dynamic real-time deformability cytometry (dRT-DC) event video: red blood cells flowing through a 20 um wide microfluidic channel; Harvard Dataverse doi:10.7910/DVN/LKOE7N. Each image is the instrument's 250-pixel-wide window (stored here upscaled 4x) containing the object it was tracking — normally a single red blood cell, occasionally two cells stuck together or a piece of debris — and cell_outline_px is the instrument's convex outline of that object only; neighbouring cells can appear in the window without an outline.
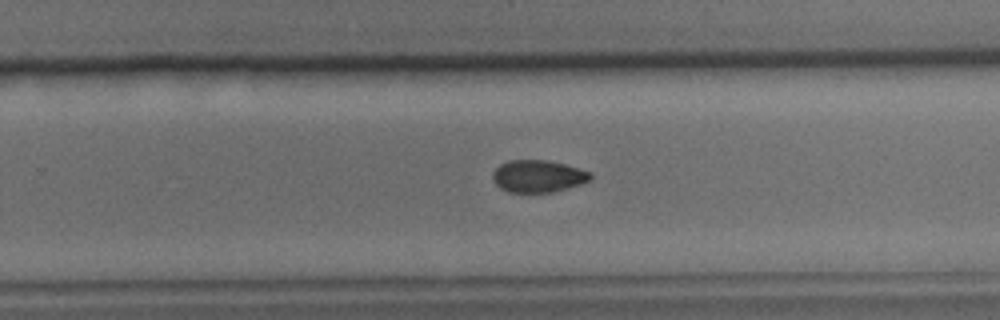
{"species": "common noctule bat (a hibernating species)", "species_latin": "Nyctalus noctula", "temperature_condition": "cold", "stored_images_in_passage": 29, "camera_frame_rate_fps": 3000, "um_per_image_px": 0.085, "animal": {"sex": "male", "body_mass_g": 15.6}, "frame": {"image": 1, "passage_image": 17, "time_ms": 5.333, "image_size_px": [1000, 320], "cell_outline_px": [[592, 180], [580, 184], [552, 192], [508, 192], [500, 188], [496, 184], [492, 176], [492, 172], [500, 164], [508, 160], [548, 160], [564, 164], [592, 172]], "centroid_in_image_um": [45.73, 14.97], "position_along_channel_um": 284.1, "area_um2": 18.38}}
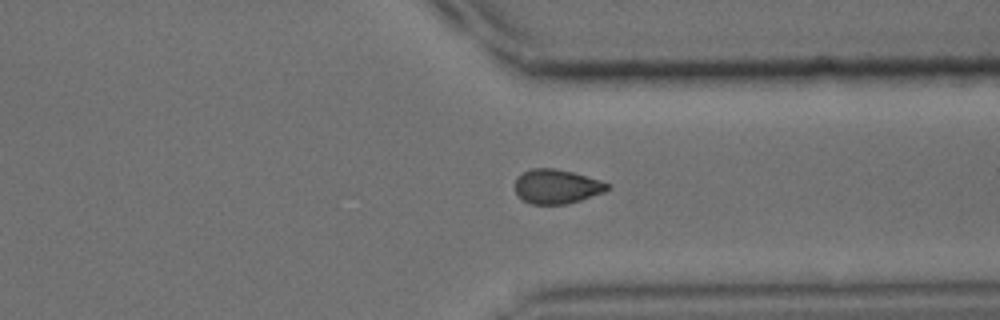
{"frame": {"image": 2, "passage_image": 22, "time_ms": 7.0, "image_size_px": [1000, 320], "cell_outline_px": [[612, 188], [604, 192], [580, 200], [564, 204], [532, 204], [524, 200], [516, 192], [516, 176], [532, 168], [556, 168], [572, 172], [600, 180], [608, 184]], "centroid_in_image_um": [47.33, 15.84], "position_along_channel_um": 364.1, "area_um2": 18.32}}
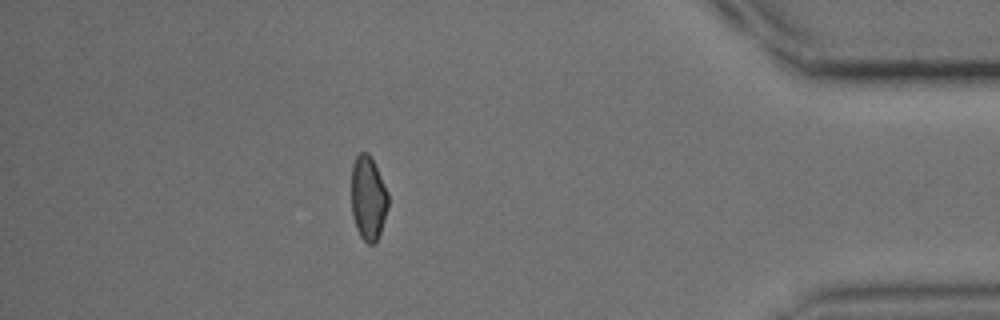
{"frame": {"image": 3, "passage_image": 27, "time_ms": 8.667, "image_size_px": [1000, 320], "cell_outline_px": [[388, 208], [380, 232], [376, 240], [372, 244], [368, 244], [360, 236], [356, 228], [352, 216], [352, 164], [356, 156], [360, 152], [368, 152], [388, 192]], "centroid_in_image_um": [31.29, 16.84], "position_along_channel_um": 403.9, "area_um2": 17.86}}